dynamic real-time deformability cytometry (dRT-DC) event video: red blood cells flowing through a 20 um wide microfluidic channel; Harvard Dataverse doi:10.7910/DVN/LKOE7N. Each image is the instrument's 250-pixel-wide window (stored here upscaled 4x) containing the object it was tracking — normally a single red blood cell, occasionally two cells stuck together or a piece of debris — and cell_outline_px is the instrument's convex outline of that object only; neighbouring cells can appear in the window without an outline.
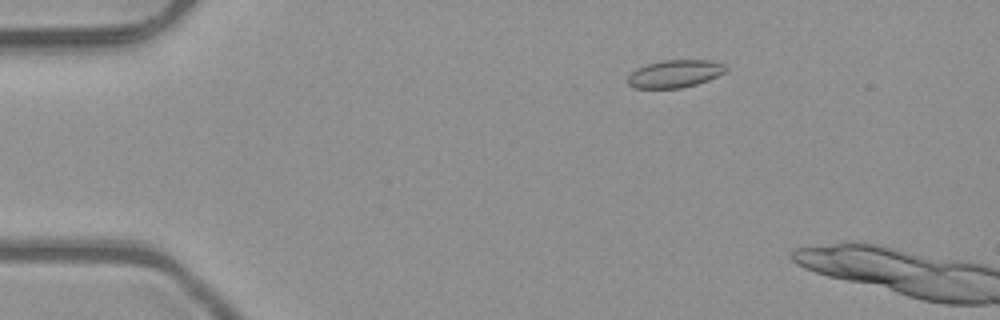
{"species": "common noctule bat (a hibernating species)", "species_latin": "Nyctalus noctula", "temperature_condition": "room temperature", "stored_images_in_passage": 5, "camera_frame_rate_fps": 3000, "um_per_image_px": 0.085, "animal": {"sex": "male", "body_mass_g": 23.1, "forearm_length_mm": 52.7}, "frame": {"image": 1, "passage_image": 3, "time_ms": 0.667, "image_size_px": [1000, 320], "cell_outline_px": [[728, 68], [724, 72], [708, 80], [696, 84], [680, 88], [632, 88], [624, 80], [636, 68], [648, 64], [664, 60], [712, 60], [724, 64]], "centroid_in_image_um": [57.33, 6.27], "position_along_channel_um": 27.7, "area_um2": 15.84}}